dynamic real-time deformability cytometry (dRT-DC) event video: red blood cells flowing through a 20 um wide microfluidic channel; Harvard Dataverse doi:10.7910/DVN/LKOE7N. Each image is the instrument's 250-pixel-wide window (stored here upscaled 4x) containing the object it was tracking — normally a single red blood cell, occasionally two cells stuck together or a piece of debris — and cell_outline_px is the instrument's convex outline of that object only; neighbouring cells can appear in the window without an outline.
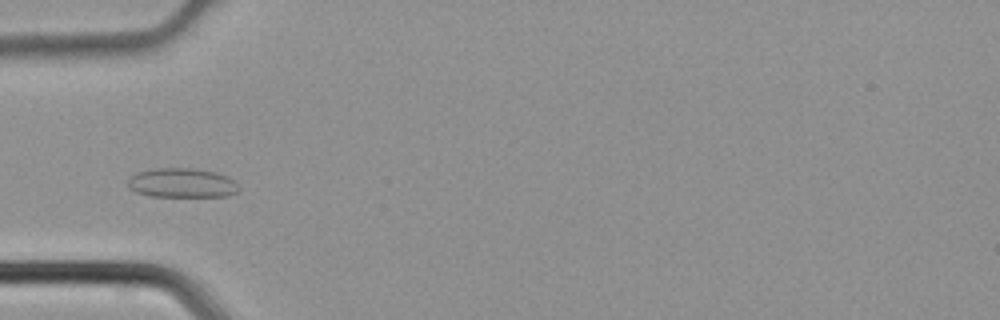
{"species": "common noctule bat (a hibernating species)", "species_latin": "Nyctalus noctula", "temperature_condition": "cold", "stored_images_in_passage": 43, "camera_frame_rate_fps": 3000, "um_per_image_px": 0.085, "animal": {"sex": "male", "body_mass_g": 21.5, "forearm_length_mm": 52.0}, "frame": {"image": 1, "passage_image": 12, "time_ms": 3.667, "image_size_px": [1000, 320], "cell_outline_px": [[240, 188], [236, 192], [228, 196], [148, 196], [136, 192], [128, 188], [128, 180], [136, 172], [156, 168], [192, 168], [216, 172], [228, 176]], "centroid_in_image_um": [15.45, 15.55], "position_along_channel_um": 69.6, "area_um2": 19.02}}
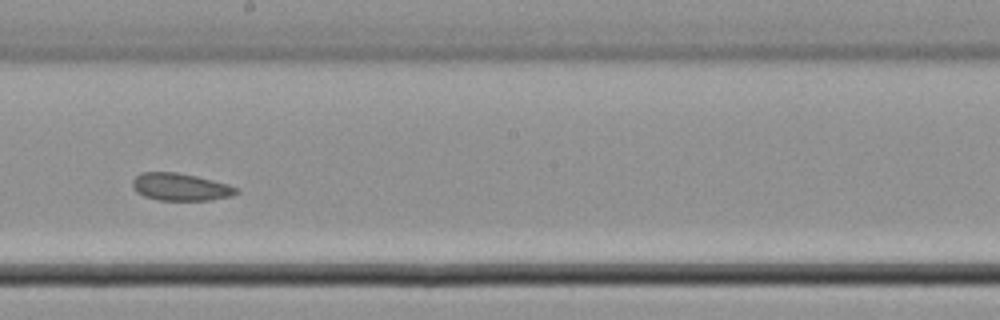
{"frame": {"image": 2, "passage_image": 23, "time_ms": 7.333, "image_size_px": [1000, 320], "cell_outline_px": [[240, 192], [232, 196], [212, 200], [160, 200], [144, 196], [136, 192], [132, 188], [132, 180], [140, 172], [176, 172], [196, 176], [228, 184], [236, 188]], "centroid_in_image_um": [15.32, 15.89], "position_along_channel_um": 232.9, "area_um2": 16.65}}
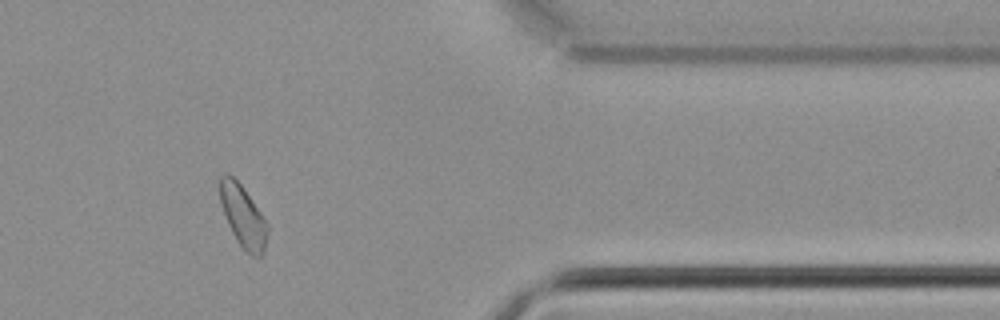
{"frame": {"image": 3, "passage_image": 35, "time_ms": 11.333, "image_size_px": [1000, 320], "cell_outline_px": [[268, 232], [264, 248], [260, 256], [252, 256], [236, 240], [228, 224], [220, 200], [220, 176], [228, 172], [240, 184], [260, 212], [268, 224]], "centroid_in_image_um": [20.65, 18.37], "position_along_channel_um": 390.7, "area_um2": 16.65}}